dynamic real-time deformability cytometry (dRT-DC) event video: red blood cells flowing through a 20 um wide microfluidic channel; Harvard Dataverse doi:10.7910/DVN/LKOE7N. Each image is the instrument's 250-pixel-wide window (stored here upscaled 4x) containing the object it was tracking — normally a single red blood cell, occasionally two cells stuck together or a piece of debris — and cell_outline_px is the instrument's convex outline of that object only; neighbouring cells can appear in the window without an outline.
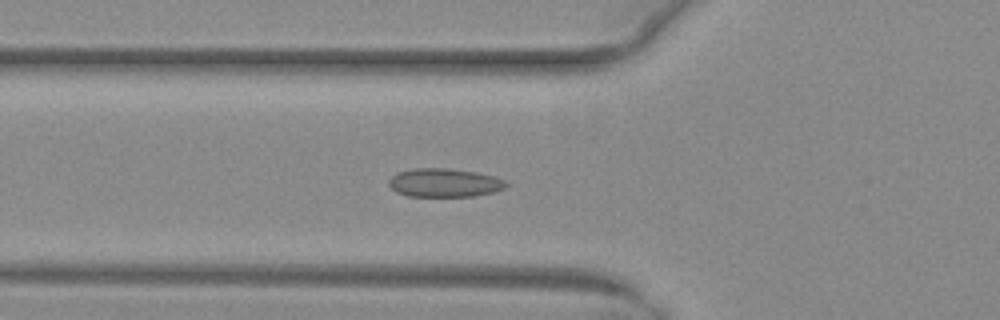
{"species": "common noctule bat (a hibernating species)", "species_latin": "Nyctalus noctula", "temperature_condition": "warm", "stored_images_in_passage": 52, "camera_frame_rate_fps": 3000, "um_per_image_px": 0.085, "animal": {"sex": "female", "body_mass_g": 29.2, "forearm_length_mm": 56.3}, "frame": {"image": 1, "passage_image": 19, "time_ms": 6.0, "image_size_px": [1000, 320], "cell_outline_px": [[508, 184], [504, 188], [492, 192], [472, 196], [408, 196], [396, 192], [388, 184], [388, 180], [396, 172], [412, 168], [448, 168], [476, 172], [492, 176], [504, 180]], "centroid_in_image_um": [37.72, 15.52], "position_along_channel_um": 88.1, "area_um2": 19.48}}
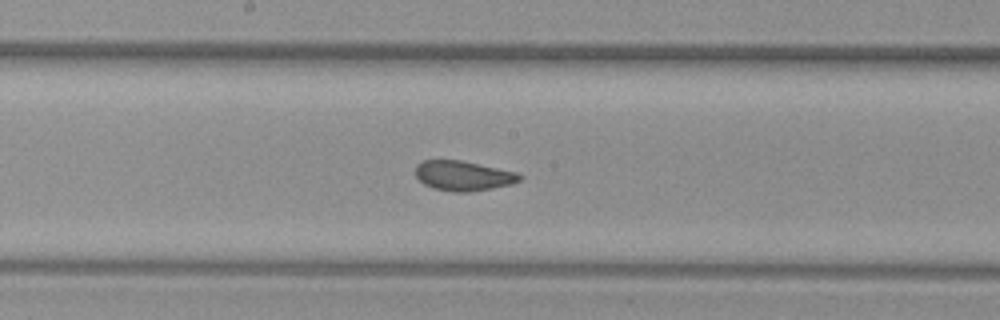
{"frame": {"image": 2, "passage_image": 28, "time_ms": 9.0, "image_size_px": [1000, 320], "cell_outline_px": [[524, 176], [520, 180], [512, 184], [492, 188], [468, 192], [452, 192], [432, 188], [424, 184], [416, 176], [416, 164], [424, 160], [460, 160], [516, 172]], "centroid_in_image_um": [39.37, 14.94], "position_along_channel_um": 208.8, "area_um2": 18.09}}
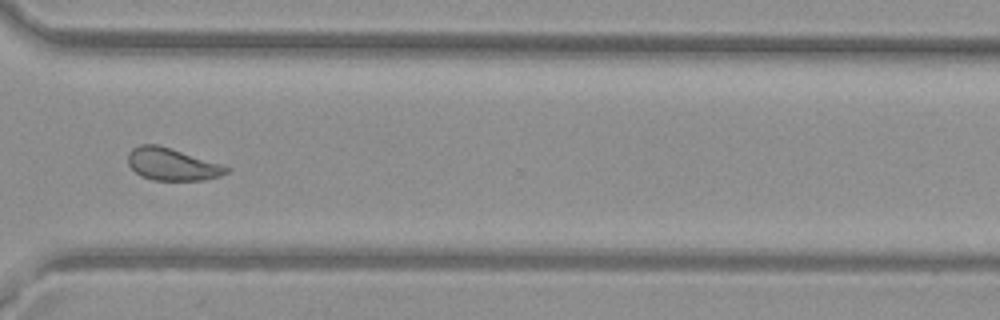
{"frame": {"image": 3, "passage_image": 39, "time_ms": 12.667, "image_size_px": [1000, 320], "cell_outline_px": [[228, 172], [220, 176], [204, 180], [152, 180], [140, 176], [128, 164], [128, 152], [132, 148], [140, 144], [156, 144], [224, 164], [228, 168]], "centroid_in_image_um": [14.62, 13.96], "position_along_channel_um": 356.0, "area_um2": 18.55}, "authors_computed_cell_mechanics": {"area_um2": 19.4786, "velocity_mm_per_s": 4.01, "shape_relaxation_time_tau1_ms": null, "shape_relaxation_time_tau2_ms": 0.8452, "deformation_change_tau1": null, "deformation_change_tau2": 0.0772}}